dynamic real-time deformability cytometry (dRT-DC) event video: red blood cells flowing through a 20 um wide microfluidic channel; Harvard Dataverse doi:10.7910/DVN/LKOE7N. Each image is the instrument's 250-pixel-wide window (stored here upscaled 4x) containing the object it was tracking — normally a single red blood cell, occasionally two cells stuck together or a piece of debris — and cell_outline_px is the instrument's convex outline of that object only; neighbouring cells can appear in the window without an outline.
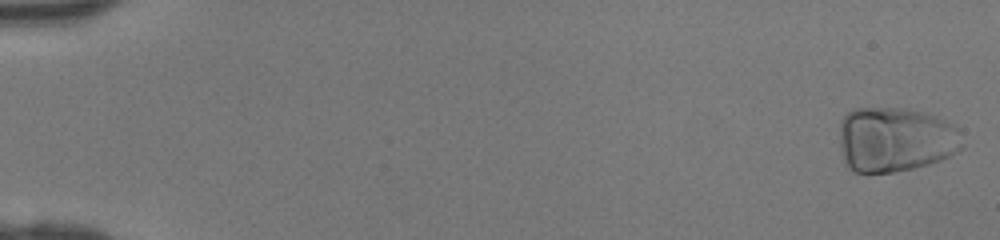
{"species": "human", "species_latin": "Homo sapiens", "temperature_condition": "room temperature", "stored_images_in_passage": 46, "camera_frame_rate_fps": 3000, "um_per_image_px": 0.085, "donor": {"sex": "female"}, "frame": {"image": 1, "passage_image": 1, "time_ms": 0.0, "image_size_px": [1000, 240], "cell_outline_px": [[964, 148], [940, 160], [928, 164], [912, 168], [892, 172], [852, 172], [844, 164], [840, 144], [840, 120], [852, 108], [908, 108], [924, 112], [936, 116], [952, 124], [956, 128], [964, 144]], "centroid_in_image_um": [76.07, 11.85], "position_along_channel_um": 8.9, "area_um2": 46.82}}
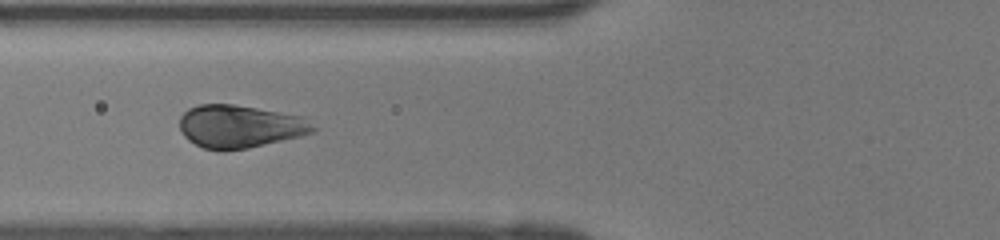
{"frame": {"image": 2, "passage_image": 19, "time_ms": 6.0, "image_size_px": [1000, 240], "cell_outline_px": [[316, 132], [300, 136], [248, 148], [224, 152], [204, 148], [188, 140], [184, 136], [180, 128], [180, 116], [188, 108], [200, 104], [232, 104], [304, 116], [316, 128]], "centroid_in_image_um": [20.38, 10.75], "position_along_channel_um": 105.4, "area_um2": 33.47}}
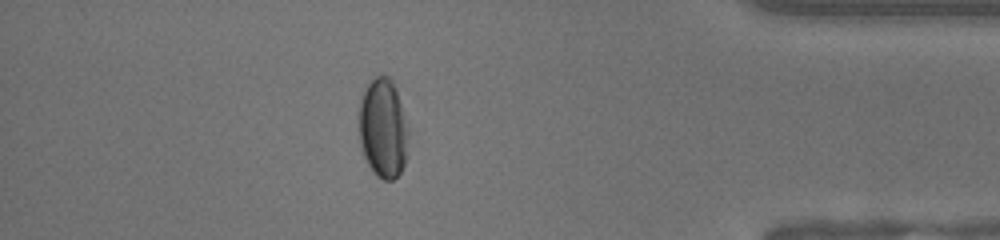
{"frame": {"image": 3, "passage_image": 41, "time_ms": 13.333, "image_size_px": [1000, 240], "cell_outline_px": [[408, 156], [400, 172], [392, 180], [384, 180], [376, 176], [372, 172], [364, 156], [360, 144], [360, 96], [368, 84], [376, 76], [392, 76], [408, 128]], "centroid_in_image_um": [32.58, 10.92], "position_along_channel_um": 402.6, "area_um2": 28.78}}